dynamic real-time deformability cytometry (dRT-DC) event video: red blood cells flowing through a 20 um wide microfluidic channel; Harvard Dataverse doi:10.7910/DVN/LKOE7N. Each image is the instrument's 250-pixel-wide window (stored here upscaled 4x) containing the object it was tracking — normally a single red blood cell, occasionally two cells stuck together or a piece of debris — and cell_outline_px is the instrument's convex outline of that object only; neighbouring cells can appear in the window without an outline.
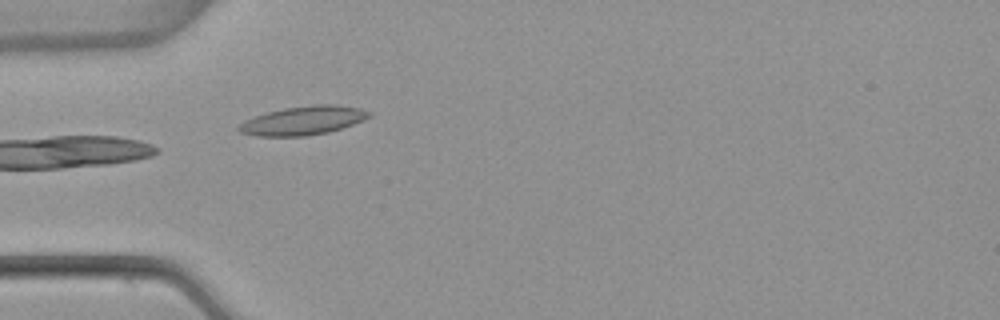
{"species": "common noctule bat (a hibernating species)", "species_latin": "Nyctalus noctula", "temperature_condition": "warm", "stored_images_in_passage": 4, "camera_frame_rate_fps": 3000, "um_per_image_px": 0.085, "animal": {"sex": "female", "body_mass_g": 22.7, "forearm_length_mm": 54.2}, "frame": {"image": 1, "passage_image": 4, "time_ms": 1.0, "image_size_px": [1000, 320], "cell_outline_px": [[372, 116], [364, 120], [328, 132], [308, 136], [256, 136], [240, 132], [236, 128], [244, 120], [268, 112], [284, 108], [312, 104], [336, 104], [360, 108], [372, 112]], "centroid_in_image_um": [25.79, 10.24], "position_along_channel_um": 59.2, "area_um2": 21.91}}